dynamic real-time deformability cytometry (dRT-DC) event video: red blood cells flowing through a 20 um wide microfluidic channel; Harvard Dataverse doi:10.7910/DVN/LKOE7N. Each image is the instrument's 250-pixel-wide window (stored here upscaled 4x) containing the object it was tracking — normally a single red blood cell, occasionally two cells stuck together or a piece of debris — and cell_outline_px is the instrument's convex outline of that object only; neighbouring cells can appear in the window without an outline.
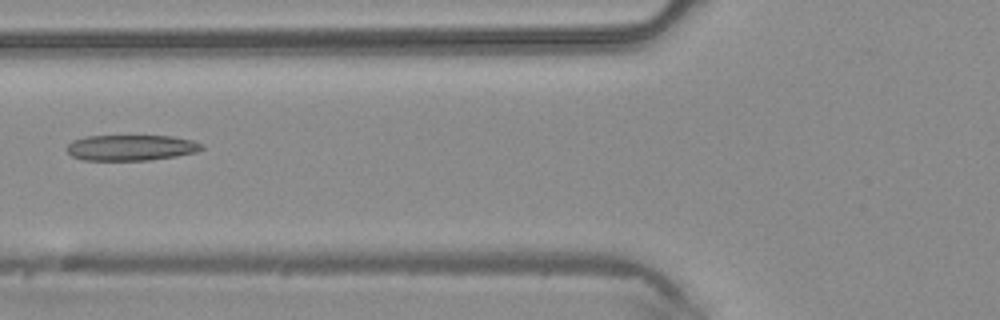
{"species": "common noctule bat (a hibernating species)", "species_latin": "Nyctalus noctula", "temperature_condition": "warm", "stored_images_in_passage": 5, "camera_frame_rate_fps": 3000, "um_per_image_px": 0.085, "animal": {"sex": "male", "body_mass_g": 20.4}, "frame": {"image": 1, "passage_image": 5, "time_ms": 1.333, "image_size_px": [1000, 320], "cell_outline_px": [[204, 148], [196, 152], [176, 156], [148, 160], [84, 160], [72, 156], [68, 152], [68, 144], [72, 140], [84, 136], [172, 136], [192, 140], [204, 144]], "centroid_in_image_um": [11.15, 12.55], "position_along_channel_um": 114.6, "area_um2": 20.23}}